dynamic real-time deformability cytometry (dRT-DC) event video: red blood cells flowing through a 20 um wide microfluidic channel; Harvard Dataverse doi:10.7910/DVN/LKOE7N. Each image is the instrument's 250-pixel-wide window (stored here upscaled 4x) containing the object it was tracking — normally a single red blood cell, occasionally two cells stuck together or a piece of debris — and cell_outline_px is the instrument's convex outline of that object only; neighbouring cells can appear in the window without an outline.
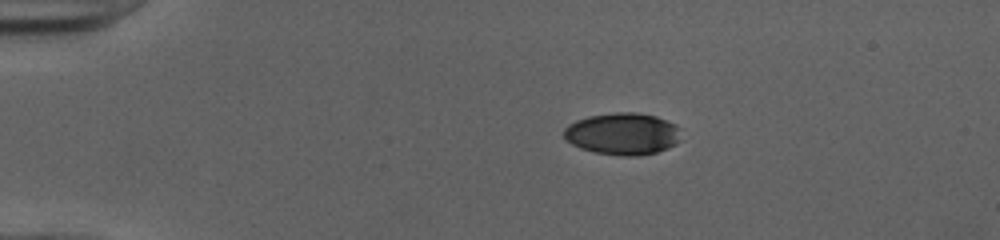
{"species": "human", "species_latin": "Homo sapiens", "temperature_condition": "cold", "stored_images_in_passage": 42, "camera_frame_rate_fps": 3000, "um_per_image_px": 0.085, "donor": {"sex": "female"}, "frame": {"image": 1, "passage_image": 1, "time_ms": 0.0, "image_size_px": [1000, 240], "cell_outline_px": [[680, 140], [676, 144], [668, 148], [656, 152], [640, 156], [620, 156], [592, 152], [580, 148], [564, 140], [564, 128], [568, 124], [576, 120], [588, 116], [616, 112], [636, 112], [656, 116], [676, 124], [680, 128]], "centroid_in_image_um": [52.92, 11.38], "position_along_channel_um": 32.1, "area_um2": 29.07}}
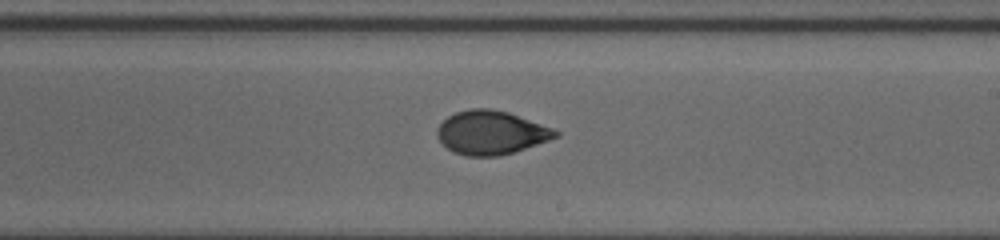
{"frame": {"image": 2, "passage_image": 22, "time_ms": 7.0, "image_size_px": [1000, 240], "cell_outline_px": [[560, 136], [500, 156], [464, 156], [452, 152], [436, 136], [436, 128], [448, 116], [456, 112], [468, 108], [492, 108], [508, 112], [552, 128], [560, 132]], "centroid_in_image_um": [41.7, 11.26], "position_along_channel_um": 247.3, "area_um2": 30.06}}
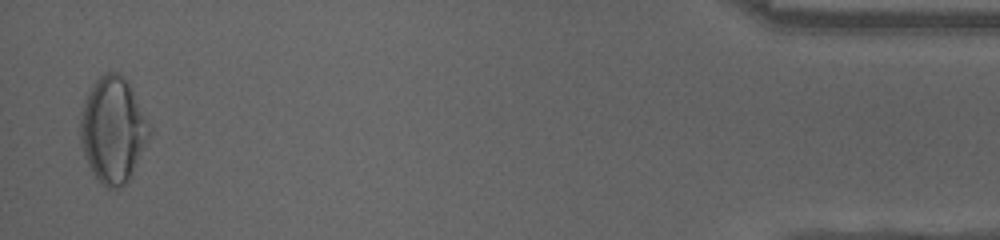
{"frame": {"image": 3, "passage_image": 41, "time_ms": 13.333, "image_size_px": [1000, 240], "cell_outline_px": [[152, 128], [132, 172], [128, 180], [120, 188], [108, 188], [92, 172], [88, 164], [80, 140], [80, 112], [88, 92], [96, 80], [104, 72], [116, 72], [124, 76], [128, 80], [152, 124]], "centroid_in_image_um": [9.61, 10.97], "position_along_channel_um": 425.6, "area_um2": 42.43}, "authors_computed_cell_mechanics": {"area_um2": 30.5184, "velocity_mm_per_s": 4.0367, "shape_relaxation_time_tau1_ms": 7.5263, "shape_relaxation_time_tau2_ms": 1.0111, "deformation_change_tau1": 0.2309, "deformation_change_tau2": 0.0475}}